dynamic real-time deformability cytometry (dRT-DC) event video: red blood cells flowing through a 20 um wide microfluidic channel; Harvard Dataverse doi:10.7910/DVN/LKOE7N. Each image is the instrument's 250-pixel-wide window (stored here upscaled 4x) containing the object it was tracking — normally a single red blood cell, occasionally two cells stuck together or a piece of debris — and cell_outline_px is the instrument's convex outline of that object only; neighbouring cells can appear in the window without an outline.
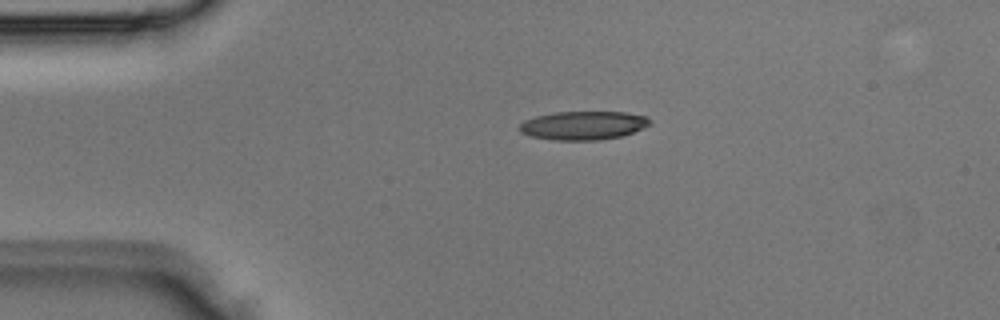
{"species": "Egyptian fruit bat (a non-hibernating species)", "species_latin": "Rousettus aegyptiacus", "temperature_condition": "room temperature", "stored_images_in_passage": 4, "camera_frame_rate_fps": 3000, "um_per_image_px": 0.085, "animal": {"sex": "male"}, "frame": {"image": 1, "passage_image": 4, "time_ms": 1.0, "image_size_px": [1000, 320], "cell_outline_px": [[652, 124], [644, 128], [620, 136], [600, 140], [552, 140], [532, 136], [520, 132], [520, 124], [524, 120], [536, 116], [556, 112], [624, 112], [648, 116], [652, 120]], "centroid_in_image_um": [49.62, 10.66], "position_along_channel_um": 35.4, "area_um2": 21.79}}